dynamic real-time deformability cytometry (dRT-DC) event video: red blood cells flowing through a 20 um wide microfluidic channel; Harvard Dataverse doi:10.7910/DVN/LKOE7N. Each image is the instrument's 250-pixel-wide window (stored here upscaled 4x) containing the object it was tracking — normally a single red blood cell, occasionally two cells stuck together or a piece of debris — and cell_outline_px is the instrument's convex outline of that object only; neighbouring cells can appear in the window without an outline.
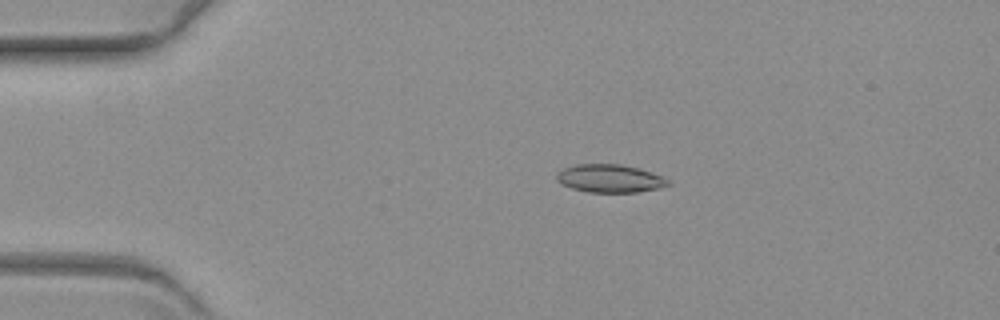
{"species": "common noctule bat (a hibernating species)", "species_latin": "Nyctalus noctula", "temperature_condition": "warm", "stored_images_in_passage": 60, "camera_frame_rate_fps": 3000, "um_per_image_px": 0.085, "animal": {"sex": "female", "body_mass_g": 19.3, "forearm_length_mm": 54.1}, "frame": {"image": 1, "passage_image": 13, "time_ms": 4.0, "image_size_px": [1000, 320], "cell_outline_px": [[672, 184], [660, 188], [636, 192], [588, 192], [572, 188], [560, 184], [556, 180], [556, 172], [564, 168], [576, 164], [620, 164], [636, 168], [660, 176], [668, 180]], "centroid_in_image_um": [51.78, 15.17], "position_along_channel_um": 33.2, "area_um2": 18.09}}
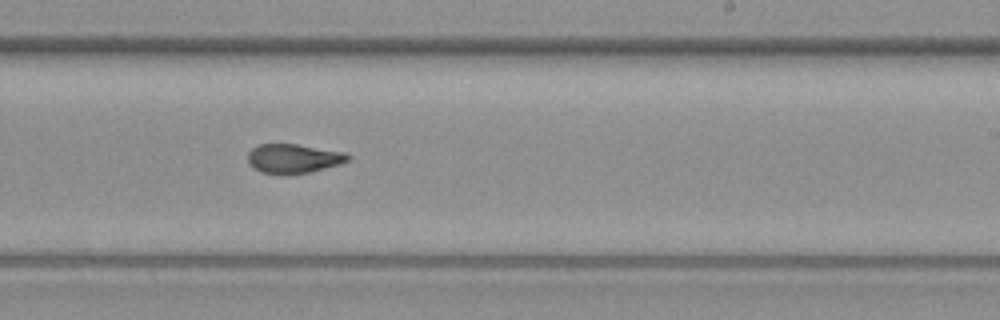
{"frame": {"image": 2, "passage_image": 37, "time_ms": 12.0, "image_size_px": [1000, 320], "cell_outline_px": [[352, 156], [348, 160], [340, 164], [308, 172], [288, 176], [260, 172], [252, 168], [248, 160], [248, 152], [252, 148], [260, 144], [296, 144], [344, 152]], "centroid_in_image_um": [24.91, 13.49], "position_along_channel_um": 264.1, "area_um2": 17.22}}
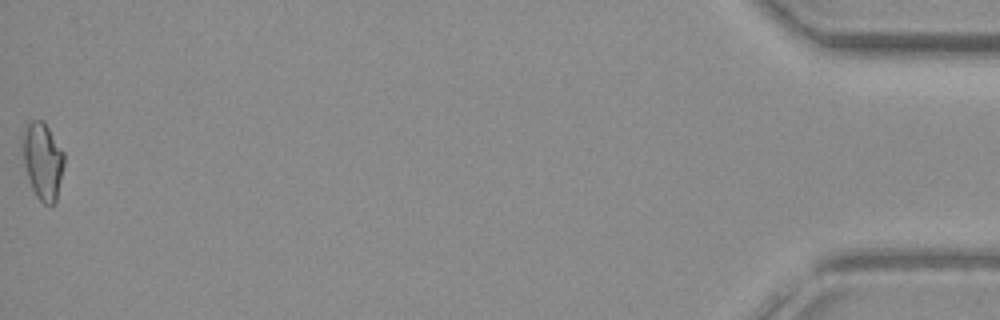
{"frame": {"image": 3, "passage_image": 60, "time_ms": 19.667, "image_size_px": [1000, 320], "cell_outline_px": [[64, 164], [56, 200], [52, 204], [44, 204], [36, 196], [32, 188], [24, 164], [20, 144], [20, 136], [24, 128], [32, 120], [44, 120], [64, 152]], "centroid_in_image_um": [3.6, 13.62], "position_along_channel_um": 431.6, "area_um2": 18.84}}